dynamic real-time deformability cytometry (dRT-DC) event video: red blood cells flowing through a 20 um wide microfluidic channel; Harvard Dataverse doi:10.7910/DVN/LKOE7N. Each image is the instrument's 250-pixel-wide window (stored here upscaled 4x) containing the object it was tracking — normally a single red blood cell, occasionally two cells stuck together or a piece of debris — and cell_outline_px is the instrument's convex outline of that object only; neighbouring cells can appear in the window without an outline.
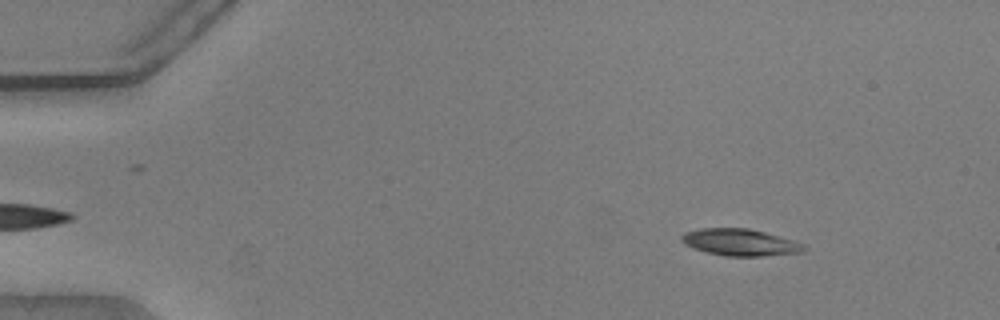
{"species": "common noctule bat (a hibernating species)", "species_latin": "Nyctalus noctula", "temperature_condition": "warm", "stored_images_in_passage": 51, "camera_frame_rate_fps": 3000, "um_per_image_px": 0.085, "animal": {"sex": "male", "body_mass_g": 20.5, "forearm_length_mm": 52.5}, "frame": {"image": 1, "passage_image": 4, "time_ms": 1.0, "image_size_px": [1000, 320], "cell_outline_px": [[808, 248], [804, 252], [764, 256], [724, 256], [692, 248], [684, 244], [680, 240], [680, 236], [684, 232], [700, 228], [748, 228], [764, 232], [792, 240], [804, 244]], "centroid_in_image_um": [62.89, 20.6], "position_along_channel_um": 22.1, "area_um2": 19.25}}
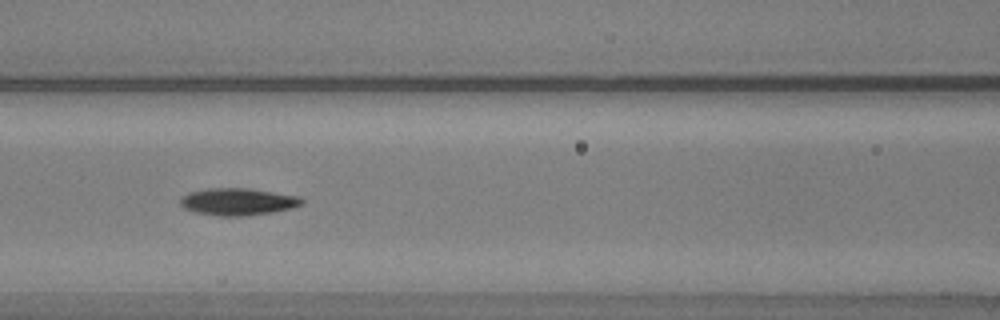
{"frame": {"image": 2, "passage_image": 21, "time_ms": 6.667, "image_size_px": [1000, 320], "cell_outline_px": [[304, 204], [292, 208], [272, 212], [244, 216], [216, 216], [196, 212], [184, 208], [180, 204], [180, 196], [188, 192], [204, 188], [248, 188], [300, 196], [304, 200]], "centroid_in_image_um": [20.2, 17.14], "position_along_channel_um": 146.4, "area_um2": 19.48}}
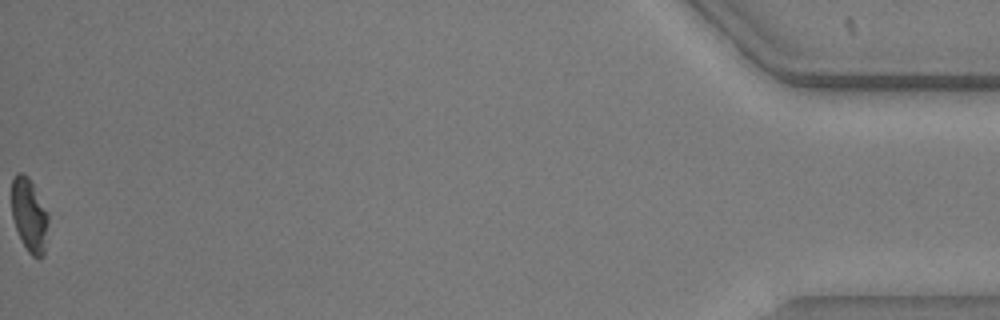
{"frame": {"image": 3, "passage_image": 51, "time_ms": 16.667, "image_size_px": [1000, 320], "cell_outline_px": [[48, 224], [44, 256], [32, 256], [28, 252], [20, 240], [12, 216], [12, 180], [16, 172], [24, 172], [28, 176], [48, 212]], "centroid_in_image_um": [2.48, 18.28], "position_along_channel_um": 432.7, "area_um2": 15.78}, "authors_computed_cell_mechanics": {"area_um2": 19.0162, "velocity_mm_per_s": 3.8106, "shape_relaxation_time_tau1_ms": 3.4264, "shape_relaxation_time_tau2_ms": null, "deformation_change_tau1": 0.14, "deformation_change_tau2": null}}